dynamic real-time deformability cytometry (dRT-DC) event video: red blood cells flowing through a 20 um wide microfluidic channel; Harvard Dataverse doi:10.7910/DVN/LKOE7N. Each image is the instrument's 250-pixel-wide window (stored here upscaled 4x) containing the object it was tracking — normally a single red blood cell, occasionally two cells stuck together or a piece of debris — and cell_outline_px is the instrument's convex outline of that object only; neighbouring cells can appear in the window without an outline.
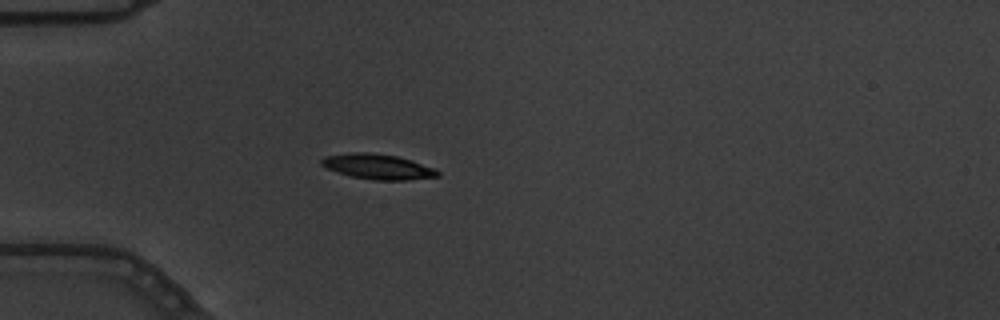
{"species": "common noctule bat (a hibernating species)", "species_latin": "Nyctalus noctula", "temperature_condition": "warm", "stored_images_in_passage": 4, "camera_frame_rate_fps": 3000, "um_per_image_px": 0.085, "animal": {"sex": "male", "body_mass_g": 19.5, "forearm_length_mm": 54.6}, "frame": {"image": 1, "passage_image": 4, "time_ms": 1.0, "image_size_px": [1000, 320], "cell_outline_px": [[440, 176], [404, 180], [376, 180], [352, 176], [328, 168], [320, 164], [320, 160], [324, 156], [352, 152], [372, 152], [396, 156], [412, 160], [436, 168], [440, 172]], "centroid_in_image_um": [32.15, 14.15], "position_along_channel_um": 52.8, "area_um2": 16.99}}